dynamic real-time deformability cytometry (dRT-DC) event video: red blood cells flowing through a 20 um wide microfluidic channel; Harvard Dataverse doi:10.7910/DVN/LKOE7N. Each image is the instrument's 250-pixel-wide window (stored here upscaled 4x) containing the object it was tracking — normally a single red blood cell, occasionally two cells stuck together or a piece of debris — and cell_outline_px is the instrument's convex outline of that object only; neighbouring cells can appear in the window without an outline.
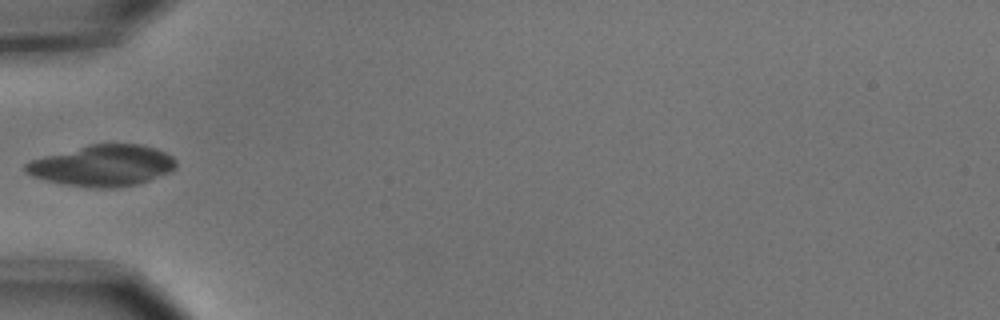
{"species": "common noctule bat (a hibernating species)", "species_latin": "Nyctalus noctula", "temperature_condition": "cold", "stored_images_in_passage": 4, "camera_frame_rate_fps": 3000, "um_per_image_px": 0.085, "animal": {"sex": "male", "body_mass_g": 15.6}, "frame": {"image": 1, "passage_image": 4, "time_ms": 1.0, "image_size_px": [1000, 320], "cell_outline_px": [[176, 168], [172, 172], [136, 184], [112, 188], [96, 188], [64, 184], [44, 180], [32, 176], [24, 172], [24, 164], [28, 160], [88, 144], [140, 144], [156, 148], [172, 156], [176, 160]], "centroid_in_image_um": [8.7, 14.07], "position_along_channel_um": 76.3, "area_um2": 36.3}}